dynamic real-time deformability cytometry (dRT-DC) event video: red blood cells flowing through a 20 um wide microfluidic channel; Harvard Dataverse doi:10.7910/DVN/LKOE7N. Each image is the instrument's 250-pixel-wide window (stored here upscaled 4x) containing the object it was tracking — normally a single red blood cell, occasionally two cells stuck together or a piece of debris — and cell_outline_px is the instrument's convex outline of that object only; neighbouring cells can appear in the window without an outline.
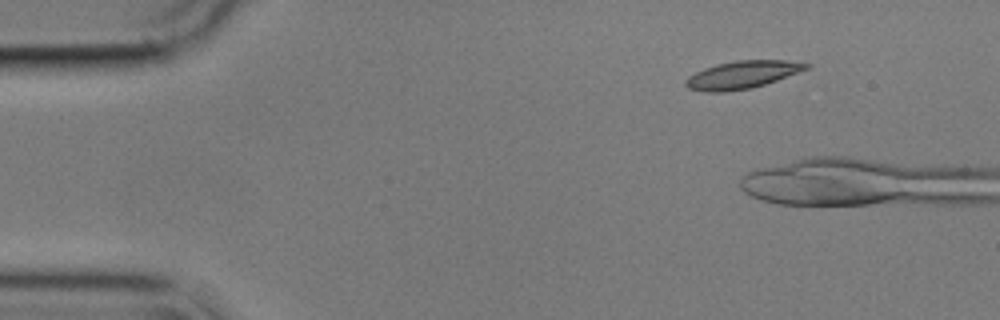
{"species": "common noctule bat (a hibernating species)", "species_latin": "Nyctalus noctula", "temperature_condition": "cold", "stored_images_in_passage": 3, "camera_frame_rate_fps": 3000, "um_per_image_px": 0.085, "animal": {"sex": "male", "body_mass_g": 17.9}, "frame": {"image": 1, "passage_image": 1, "time_ms": 0.0, "image_size_px": [1000, 320], "cell_outline_px": [[812, 64], [808, 68], [776, 80], [752, 88], [724, 92], [704, 92], [688, 88], [684, 84], [684, 80], [688, 76], [704, 68], [716, 64], [736, 60], [784, 60]], "centroid_in_image_um": [63.03, 6.36], "position_along_channel_um": 22.0, "area_um2": 19.36}}